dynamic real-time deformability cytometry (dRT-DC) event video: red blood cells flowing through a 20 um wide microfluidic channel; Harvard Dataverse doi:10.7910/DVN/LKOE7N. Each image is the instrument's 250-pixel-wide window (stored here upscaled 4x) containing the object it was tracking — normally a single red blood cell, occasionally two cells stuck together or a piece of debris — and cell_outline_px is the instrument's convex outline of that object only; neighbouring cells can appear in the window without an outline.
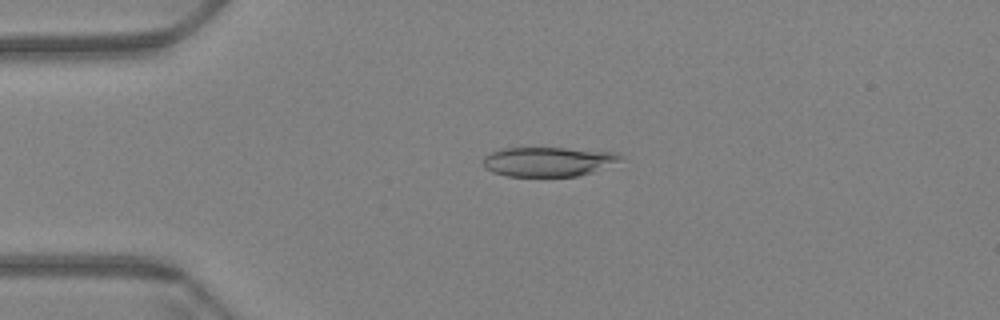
{"species": "Egyptian fruit bat (a non-hibernating species)", "species_latin": "Rousettus aegyptiacus", "temperature_condition": "warm", "stored_images_in_passage": 60, "camera_frame_rate_fps": 3000, "um_per_image_px": 0.085, "animal": {"sex": "female"}, "frame": {"image": 1, "passage_image": 14, "time_ms": 4.333, "image_size_px": [1000, 320], "cell_outline_px": [[624, 156], [620, 160], [592, 172], [576, 176], [508, 176], [492, 172], [484, 168], [484, 156], [488, 152], [504, 148], [564, 148], [616, 152]], "centroid_in_image_um": [46.55, 13.73], "position_along_channel_um": 38.4, "area_um2": 23.47}}
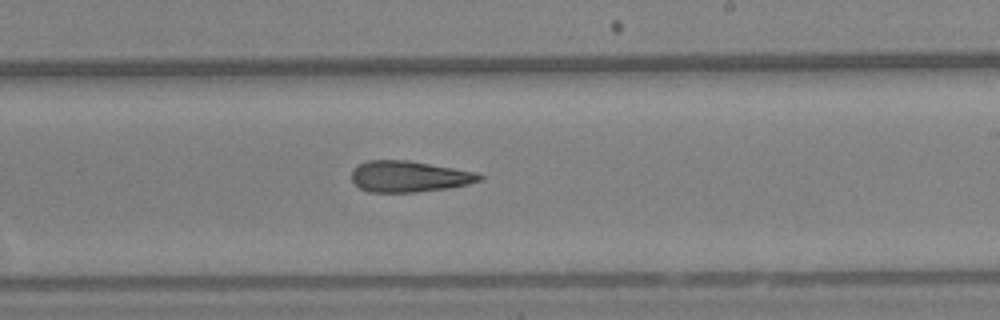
{"frame": {"image": 2, "passage_image": 36, "time_ms": 11.667, "image_size_px": [1000, 320], "cell_outline_px": [[484, 180], [468, 184], [448, 188], [416, 192], [368, 192], [360, 188], [352, 180], [352, 168], [368, 160], [408, 160], [476, 172], [484, 176]], "centroid_in_image_um": [34.79, 15.0], "position_along_channel_um": 254.2, "area_um2": 23.24}}
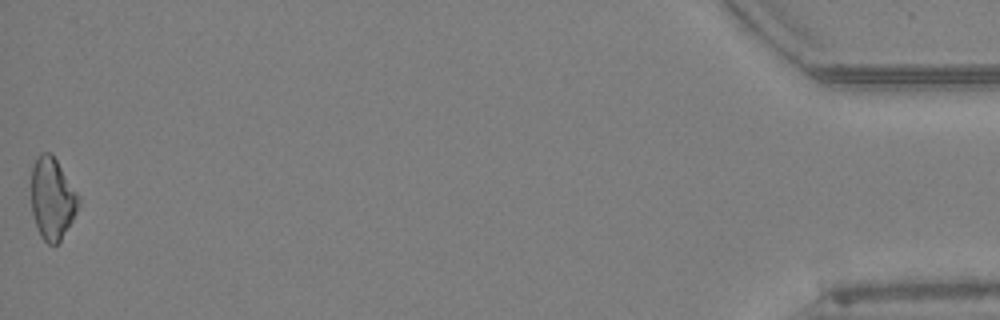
{"frame": {"image": 3, "passage_image": 60, "time_ms": 19.667, "image_size_px": [1000, 320], "cell_outline_px": [[80, 204], [72, 220], [60, 240], [56, 244], [48, 244], [40, 236], [32, 212], [32, 168], [36, 156], [40, 152], [52, 152], [80, 196]], "centroid_in_image_um": [4.45, 16.83], "position_along_channel_um": 430.7, "area_um2": 22.6}}